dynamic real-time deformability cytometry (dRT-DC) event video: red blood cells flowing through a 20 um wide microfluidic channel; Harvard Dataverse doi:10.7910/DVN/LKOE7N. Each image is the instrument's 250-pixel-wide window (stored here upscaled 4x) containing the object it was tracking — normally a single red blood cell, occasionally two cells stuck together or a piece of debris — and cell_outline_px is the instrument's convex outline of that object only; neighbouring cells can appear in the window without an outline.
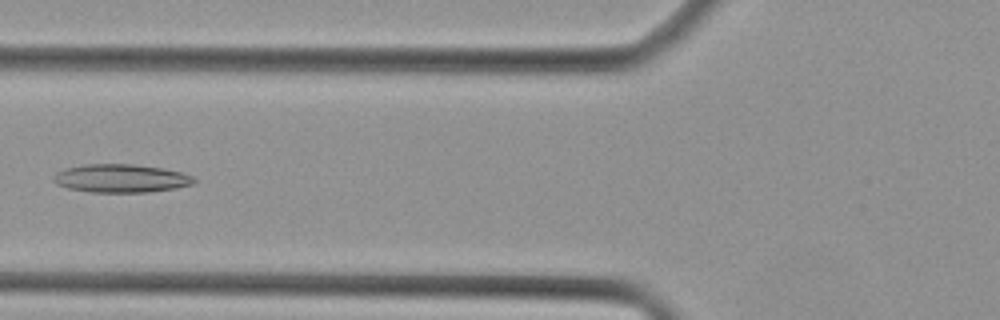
{"species": "Egyptian fruit bat (a non-hibernating species)", "species_latin": "Rousettus aegyptiacus", "temperature_condition": "cold", "stored_images_in_passage": 30, "camera_frame_rate_fps": 3000, "um_per_image_px": 0.085, "animal": {"sex": "female"}, "frame": {"image": 1, "passage_image": 7, "time_ms": 2.0, "image_size_px": [1000, 320], "cell_outline_px": [[196, 184], [176, 188], [148, 192], [88, 192], [68, 188], [56, 184], [52, 180], [52, 176], [56, 172], [64, 168], [84, 164], [132, 164], [164, 168], [180, 172], [192, 176], [196, 180]], "centroid_in_image_um": [10.26, 15.16], "position_along_channel_um": 115.5, "area_um2": 23.41}}
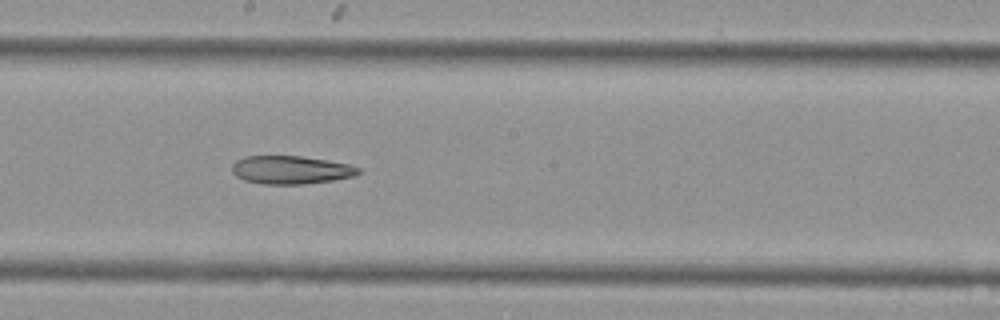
{"frame": {"image": 2, "passage_image": 14, "time_ms": 4.333, "image_size_px": [1000, 320], "cell_outline_px": [[360, 172], [352, 176], [332, 180], [304, 184], [264, 184], [244, 180], [236, 176], [232, 172], [232, 164], [236, 160], [244, 156], [300, 156], [328, 160], [348, 164], [360, 168]], "centroid_in_image_um": [24.69, 14.43], "position_along_channel_um": 223.5, "area_um2": 20.69}}
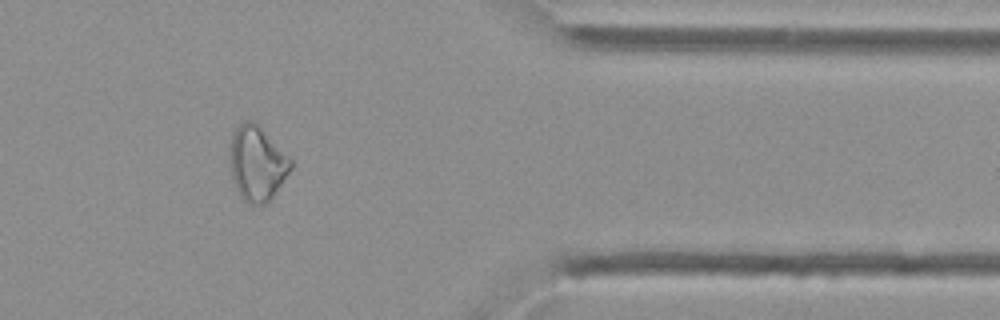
{"frame": {"image": 3, "passage_image": 26, "time_ms": 8.333, "image_size_px": [1000, 320], "cell_outline_px": [[292, 168], [272, 196], [264, 204], [248, 204], [240, 196], [236, 188], [232, 176], [228, 160], [228, 148], [232, 132], [244, 120], [248, 120], [256, 124], [292, 160]], "centroid_in_image_um": [21.79, 13.89], "position_along_channel_um": 389.6, "area_um2": 26.24}}